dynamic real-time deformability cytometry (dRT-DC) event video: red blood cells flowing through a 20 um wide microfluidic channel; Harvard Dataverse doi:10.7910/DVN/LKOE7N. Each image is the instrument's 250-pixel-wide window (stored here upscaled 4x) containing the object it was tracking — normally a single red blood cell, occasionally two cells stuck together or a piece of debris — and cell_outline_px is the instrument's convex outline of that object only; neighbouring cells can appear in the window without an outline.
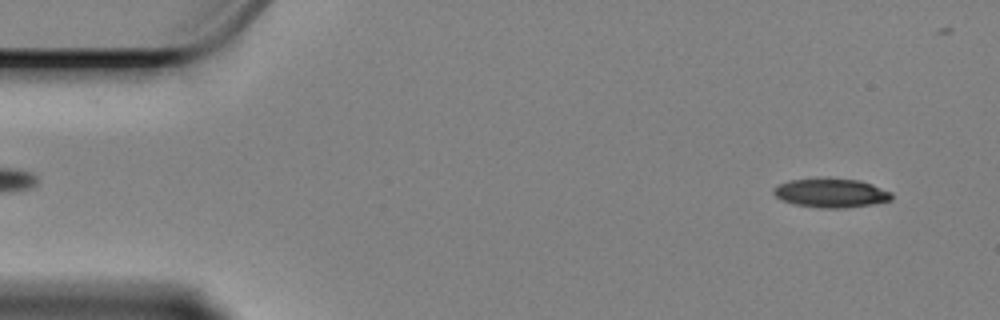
{"species": "Egyptian fruit bat (a non-hibernating species)", "species_latin": "Rousettus aegyptiacus", "temperature_condition": "cold", "stored_images_in_passage": 48, "camera_frame_rate_fps": 3000, "um_per_image_px": 0.085, "animal": {"sex": "female"}, "frame": {"image": 1, "passage_image": 3, "time_ms": 0.667, "image_size_px": [1000, 320], "cell_outline_px": [[892, 200], [872, 204], [844, 208], [820, 208], [796, 204], [780, 200], [772, 192], [776, 184], [788, 180], [816, 176], [828, 176], [860, 180], [872, 184], [892, 192]], "centroid_in_image_um": [70.59, 16.36], "position_along_channel_um": 14.4, "area_um2": 20.75}}
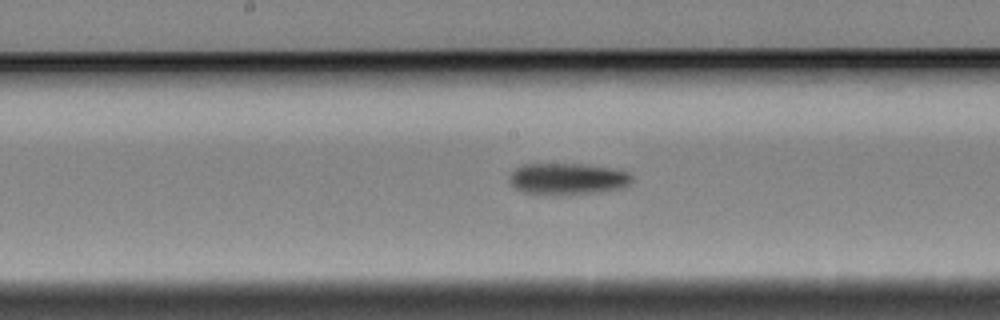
{"frame": {"image": 2, "passage_image": 28, "time_ms": 9.0, "image_size_px": [1000, 320], "cell_outline_px": [[632, 180], [624, 188], [600, 192], [568, 196], [544, 196], [520, 192], [508, 180], [512, 172], [516, 168], [524, 164], [580, 164], [612, 168], [628, 172], [632, 176]], "centroid_in_image_um": [48.23, 15.25], "position_along_channel_um": 200.0, "area_um2": 23.18}}
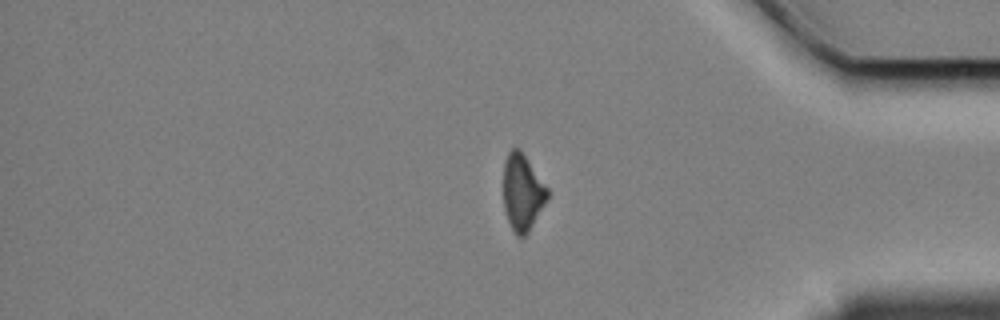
{"frame": {"image": 3, "passage_image": 47, "time_ms": 15.333, "image_size_px": [1000, 320], "cell_outline_px": [[548, 200], [528, 232], [524, 236], [516, 236], [508, 220], [504, 208], [504, 160], [508, 152], [512, 148], [520, 148], [548, 188]], "centroid_in_image_um": [44.41, 16.33], "position_along_channel_um": 390.8, "area_um2": 19.59}}